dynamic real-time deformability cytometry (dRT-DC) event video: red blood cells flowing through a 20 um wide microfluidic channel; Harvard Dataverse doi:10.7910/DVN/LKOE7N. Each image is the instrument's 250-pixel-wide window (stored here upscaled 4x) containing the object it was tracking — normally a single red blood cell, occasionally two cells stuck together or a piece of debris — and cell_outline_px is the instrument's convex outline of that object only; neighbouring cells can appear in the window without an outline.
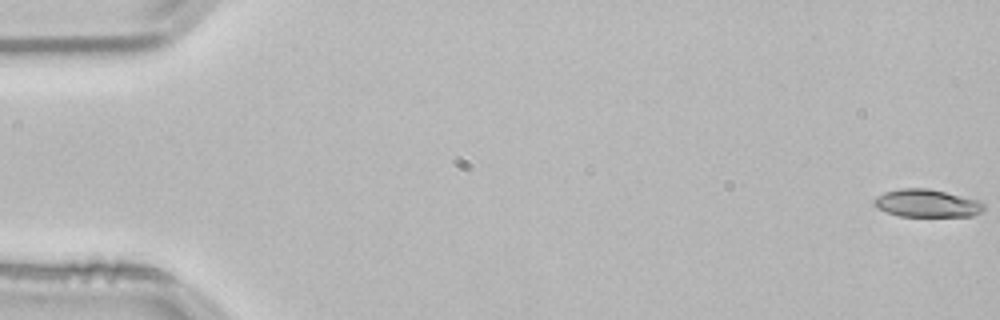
{"species": "common noctule bat (a hibernating species)", "species_latin": "Nyctalus noctula", "temperature_condition": "room temperature", "stored_images_in_passage": 54, "camera_frame_rate_fps": 3000, "um_per_image_px": 0.085, "animal": {"sex": "male", "body_mass_g": 21.5, "forearm_length_mm": 52.0}, "frame": {"image": 1, "passage_image": 1, "time_ms": 0.0, "image_size_px": [1000, 320], "cell_outline_px": [[984, 212], [972, 216], [900, 216], [876, 208], [872, 204], [872, 200], [876, 196], [884, 192], [900, 188], [928, 188], [980, 200], [984, 204]], "centroid_in_image_um": [78.78, 17.27], "position_along_channel_um": 6.2, "area_um2": 17.98}}
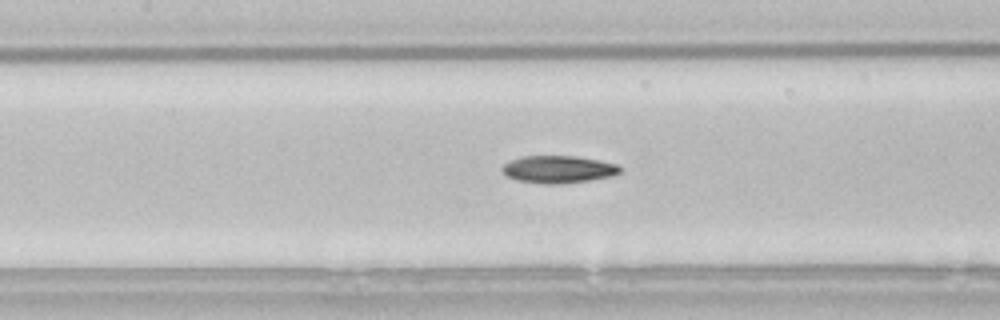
{"frame": {"image": 2, "passage_image": 25, "time_ms": 8.0, "image_size_px": [1000, 320], "cell_outline_px": [[620, 172], [612, 176], [588, 180], [560, 184], [544, 184], [516, 180], [508, 176], [500, 168], [504, 164], [512, 160], [524, 156], [576, 156], [600, 160], [616, 164], [620, 168]], "centroid_in_image_um": [47.45, 14.39], "position_along_channel_um": 159.9, "area_um2": 18.67}}
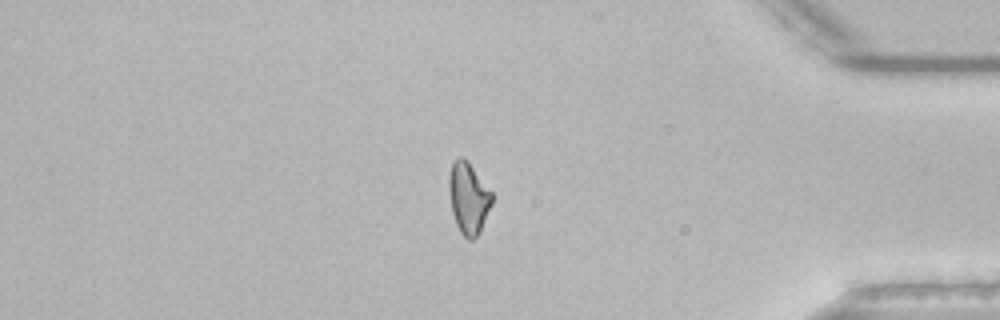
{"frame": {"image": 3, "passage_image": 46, "time_ms": 15.0, "image_size_px": [1000, 320], "cell_outline_px": [[492, 204], [480, 232], [472, 240], [468, 240], [460, 232], [456, 224], [452, 212], [448, 188], [448, 176], [452, 164], [460, 156], [464, 156], [468, 160], [492, 192]], "centroid_in_image_um": [39.81, 16.82], "position_along_channel_um": 395.4, "area_um2": 18.03}, "authors_computed_cell_mechanics": {"area_um2": 18.0336, "velocity_mm_per_s": 3.8153, "shape_relaxation_time_tau1_ms": 8.6587, "shape_relaxation_time_tau2_ms": 9.0311, "deformation_change_tau1": 0.1949, "deformation_change_tau2": 0.1685}}